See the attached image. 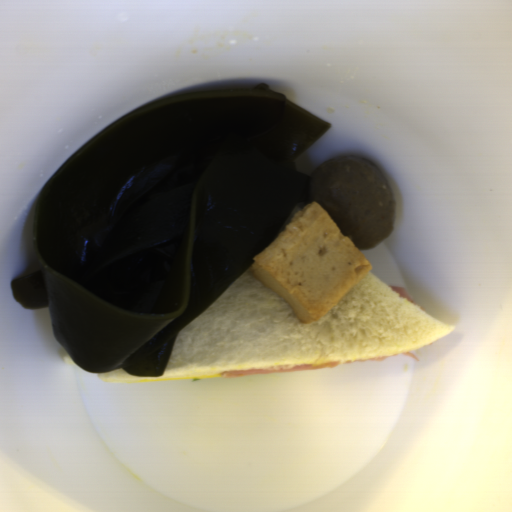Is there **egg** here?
<instances>
[{
  "instance_id": "egg-1",
  "label": "egg",
  "mask_w": 512,
  "mask_h": 512,
  "mask_svg": "<svg viewBox=\"0 0 512 512\" xmlns=\"http://www.w3.org/2000/svg\"><path fill=\"white\" fill-rule=\"evenodd\" d=\"M221 371L161 375V376H156V377H152V378H146V379L124 382V383L126 384V383H141V382H155V381H170V380H193V379H203V378H220Z\"/></svg>"
}]
</instances>
